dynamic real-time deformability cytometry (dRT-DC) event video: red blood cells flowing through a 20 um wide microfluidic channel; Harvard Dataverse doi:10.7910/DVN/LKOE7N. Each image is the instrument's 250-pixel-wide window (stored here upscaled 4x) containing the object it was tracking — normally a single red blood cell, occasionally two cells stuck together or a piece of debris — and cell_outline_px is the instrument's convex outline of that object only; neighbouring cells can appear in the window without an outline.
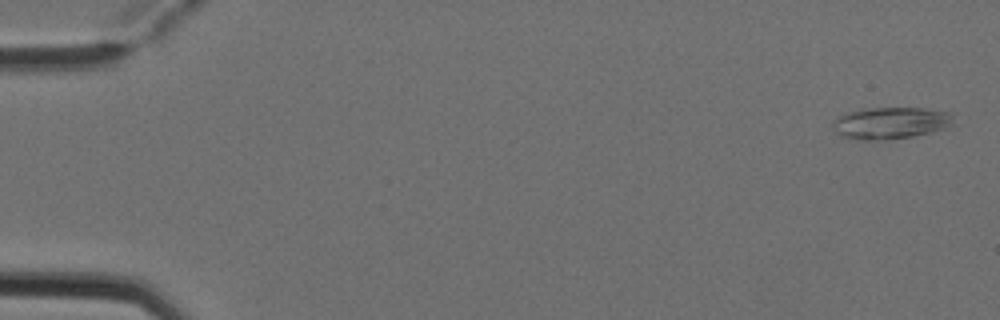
{"species": "Egyptian fruit bat (a non-hibernating species)", "species_latin": "Rousettus aegyptiacus", "temperature_condition": "cold", "stored_images_in_passage": 4, "camera_frame_rate_fps": 3000, "um_per_image_px": 0.085, "animal": {"sex": "female"}, "frame": {"image": 1, "passage_image": 1, "time_ms": 0.0, "image_size_px": [1000, 320], "cell_outline_px": [[952, 124], [944, 128], [932, 132], [912, 136], [880, 140], [860, 140], [840, 136], [832, 128], [832, 124], [836, 116], [860, 108], [924, 108], [948, 112], [952, 116]], "centroid_in_image_um": [75.63, 10.45], "position_along_channel_um": 9.4, "area_um2": 22.43}}